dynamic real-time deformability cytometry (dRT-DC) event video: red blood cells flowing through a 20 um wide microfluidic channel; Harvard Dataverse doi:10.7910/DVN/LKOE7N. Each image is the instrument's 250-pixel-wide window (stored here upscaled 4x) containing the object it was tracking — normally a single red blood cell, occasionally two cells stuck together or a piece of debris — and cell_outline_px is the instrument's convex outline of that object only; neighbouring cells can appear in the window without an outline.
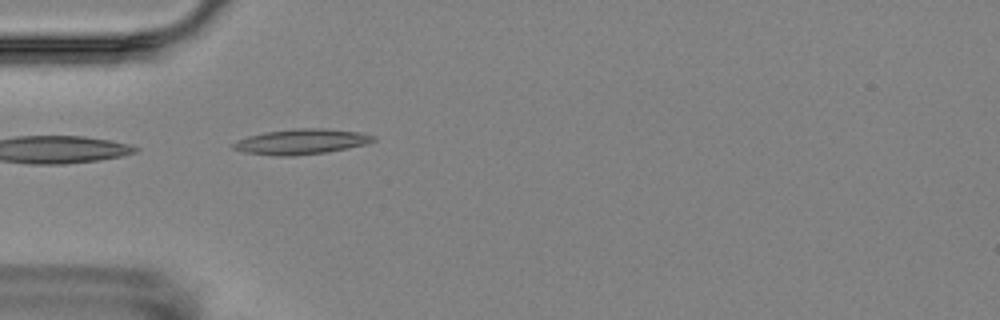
{"species": "Egyptian fruit bat (a non-hibernating species)", "species_latin": "Rousettus aegyptiacus", "temperature_condition": "room temperature", "stored_images_in_passage": 1, "camera_frame_rate_fps": 3000, "um_per_image_px": 0.085, "animal": {"sex": "female"}, "frame": {"image": 1, "passage_image": 1, "time_ms": 0.0, "image_size_px": [1000, 320], "cell_outline_px": [[376, 140], [368, 144], [324, 152], [292, 156], [280, 156], [244, 152], [232, 148], [232, 144], [236, 140], [248, 136], [264, 132], [292, 128], [324, 128], [360, 132], [376, 136]], "centroid_in_image_um": [25.61, 12.03], "position_along_channel_um": 59.4, "area_um2": 20.69}}